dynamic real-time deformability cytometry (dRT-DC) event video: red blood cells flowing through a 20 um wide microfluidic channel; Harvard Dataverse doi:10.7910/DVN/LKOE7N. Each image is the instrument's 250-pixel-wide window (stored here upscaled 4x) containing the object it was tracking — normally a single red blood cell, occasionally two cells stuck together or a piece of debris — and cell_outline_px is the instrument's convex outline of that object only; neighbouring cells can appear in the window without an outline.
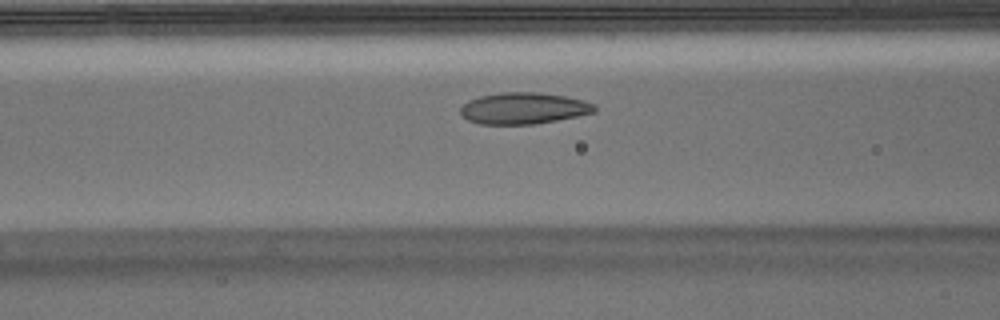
{"species": "Egyptian fruit bat (a non-hibernating species)", "species_latin": "Rousettus aegyptiacus", "temperature_condition": "warm", "stored_images_in_passage": 39, "camera_frame_rate_fps": 3000, "um_per_image_px": 0.085, "animal": {"sex": "male"}, "frame": {"image": 1, "passage_image": 12, "time_ms": 3.667, "image_size_px": [1000, 320], "cell_outline_px": [[596, 112], [556, 120], [532, 124], [480, 124], [468, 120], [460, 112], [460, 108], [468, 100], [480, 96], [500, 92], [536, 92], [564, 96], [584, 100], [596, 104]], "centroid_in_image_um": [44.51, 9.19], "position_along_channel_um": 122.1, "area_um2": 24.51}}
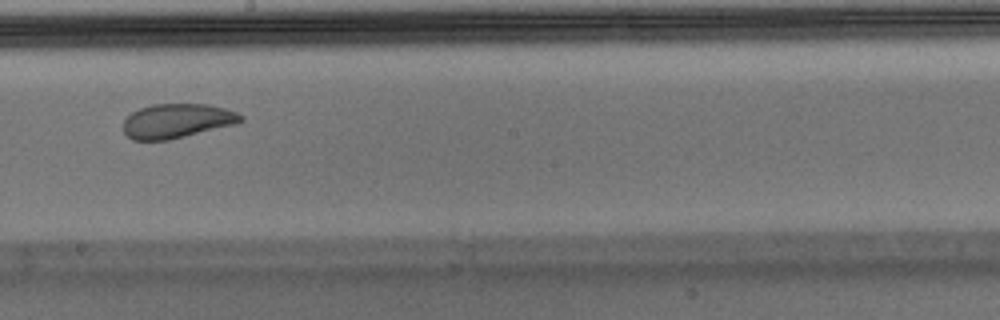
{"frame": {"image": 2, "passage_image": 21, "time_ms": 6.667, "image_size_px": [1000, 320], "cell_outline_px": [[244, 120], [236, 124], [168, 140], [132, 140], [124, 132], [124, 120], [132, 112], [140, 108], [152, 104], [208, 104], [224, 108], [236, 112], [244, 116]], "centroid_in_image_um": [15.05, 10.27], "position_along_channel_um": 233.1, "area_um2": 23.47}}
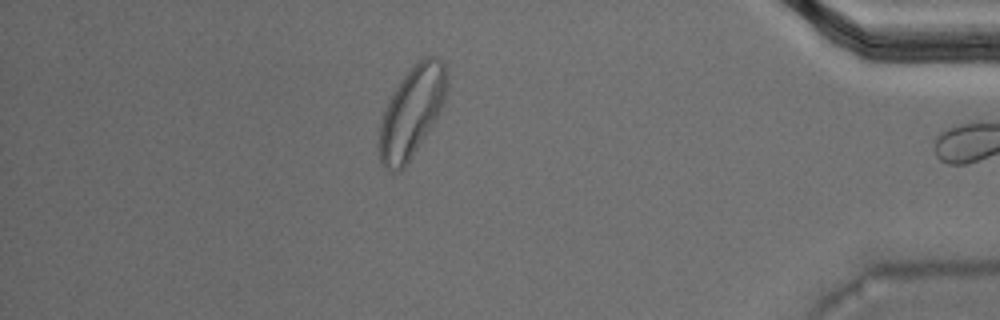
{"frame": {"image": 3, "passage_image": 38, "time_ms": 12.333, "image_size_px": [1000, 320], "cell_outline_px": [[448, 84], [444, 104], [432, 124], [412, 156], [404, 168], [400, 172], [392, 172], [384, 168], [380, 160], [376, 148], [380, 124], [384, 112], [396, 88], [404, 76], [424, 56], [436, 56], [444, 64], [448, 76]], "centroid_in_image_um": [34.98, 9.56], "position_along_channel_um": 400.2, "area_um2": 35.43}, "authors_computed_cell_mechanics": {"area_um2": 25.0852, "velocity_mm_per_s": 3.7035, "shape_relaxation_time_tau1_ms": 5.2683, "shape_relaxation_time_tau2_ms": 1.3567, "deformation_change_tau1": 0.1506, "deformation_change_tau2": 0.07}}